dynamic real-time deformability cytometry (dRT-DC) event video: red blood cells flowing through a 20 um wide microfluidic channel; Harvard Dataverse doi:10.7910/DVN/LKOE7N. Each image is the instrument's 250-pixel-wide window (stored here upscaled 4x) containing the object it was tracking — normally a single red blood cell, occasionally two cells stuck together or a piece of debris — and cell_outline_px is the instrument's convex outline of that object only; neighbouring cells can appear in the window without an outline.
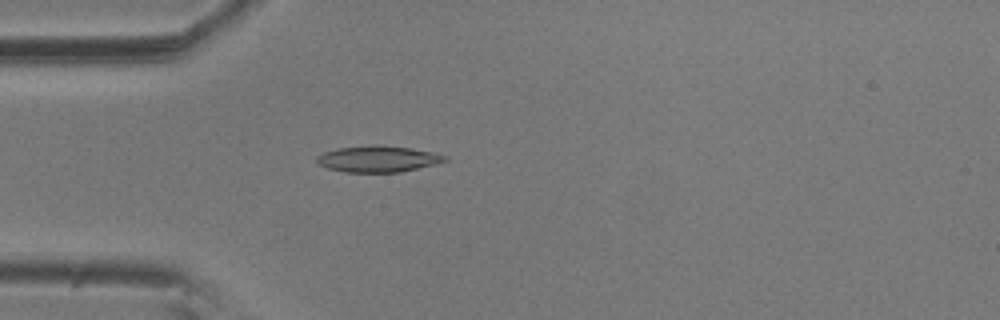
{"species": "common noctule bat (a hibernating species)", "species_latin": "Nyctalus noctula", "temperature_condition": "room temperature", "stored_images_in_passage": 5, "camera_frame_rate_fps": 3000, "um_per_image_px": 0.085, "animal": {"sex": "male", "body_mass_g": 20.5, "forearm_length_mm": 52.5}, "frame": {"image": 1, "passage_image": 5, "time_ms": 1.333, "image_size_px": [1000, 320], "cell_outline_px": [[448, 160], [400, 172], [348, 172], [328, 168], [320, 164], [316, 160], [316, 156], [324, 152], [340, 148], [372, 144], [376, 144], [412, 148], [432, 152], [448, 156]], "centroid_in_image_um": [32.13, 13.49], "position_along_channel_um": 52.9, "area_um2": 19.42}}